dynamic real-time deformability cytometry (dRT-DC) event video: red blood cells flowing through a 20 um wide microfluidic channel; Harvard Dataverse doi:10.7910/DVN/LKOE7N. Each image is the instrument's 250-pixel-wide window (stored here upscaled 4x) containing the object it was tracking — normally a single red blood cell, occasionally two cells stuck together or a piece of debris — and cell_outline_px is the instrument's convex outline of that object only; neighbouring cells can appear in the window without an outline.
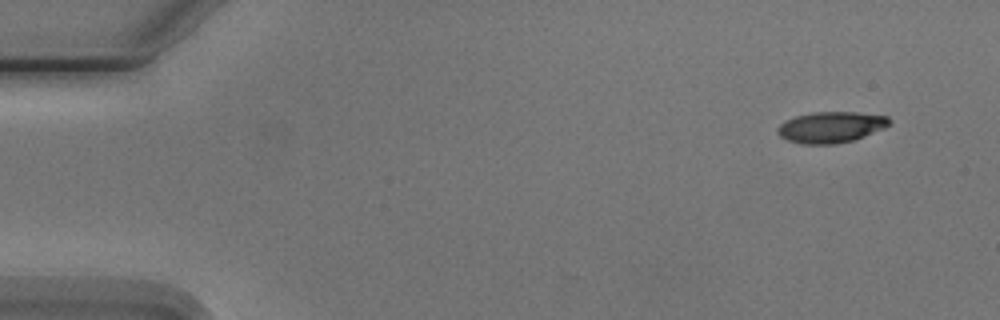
{"species": "Egyptian fruit bat (a non-hibernating species)", "species_latin": "Rousettus aegyptiacus", "temperature_condition": "cold", "stored_images_in_passage": 4, "camera_frame_rate_fps": 3000, "um_per_image_px": 0.085, "animal": {"sex": "male"}, "frame": {"image": 1, "passage_image": 1, "time_ms": 0.0, "image_size_px": [1000, 320], "cell_outline_px": [[892, 124], [884, 128], [864, 136], [852, 140], [832, 144], [804, 144], [788, 140], [780, 136], [776, 132], [776, 128], [784, 120], [796, 116], [812, 112], [856, 112], [888, 116], [892, 120]], "centroid_in_image_um": [70.63, 10.8], "position_along_channel_um": 14.4, "area_um2": 20.29}}
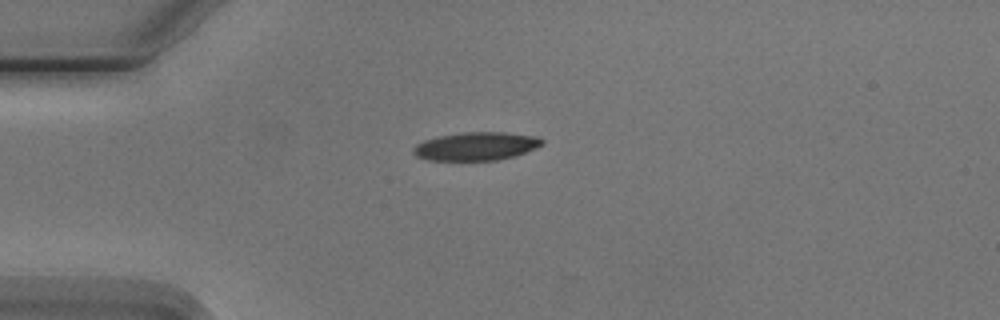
{"frame": {"image": 2, "passage_image": 4, "time_ms": 3.333, "image_size_px": [1000, 320], "cell_outline_px": [[544, 144], [536, 148], [516, 156], [496, 160], [428, 160], [416, 156], [412, 152], [412, 148], [416, 144], [424, 140], [440, 136], [464, 132], [508, 132], [536, 136], [544, 140]], "centroid_in_image_um": [40.49, 12.43], "position_along_channel_um": 44.5, "area_um2": 21.33}}